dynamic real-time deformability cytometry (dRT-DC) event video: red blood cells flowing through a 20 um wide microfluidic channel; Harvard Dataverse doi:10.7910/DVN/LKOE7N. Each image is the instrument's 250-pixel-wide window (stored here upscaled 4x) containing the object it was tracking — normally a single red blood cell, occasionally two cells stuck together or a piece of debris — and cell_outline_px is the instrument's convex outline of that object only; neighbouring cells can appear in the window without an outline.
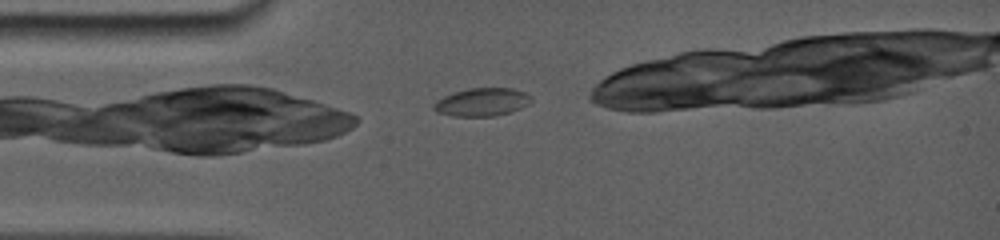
{"species": "common noctule bat (a hibernating species)", "species_latin": "Nyctalus noctula", "temperature_condition": "room temperature", "stored_images_in_passage": 11, "camera_frame_rate_fps": 5000, "um_per_image_px": 0.085, "animal": {"sex": "female", "body_mass_g": 19.0, "forearm_length_mm": 56.7}, "frame": {"image": 1, "passage_image": 5, "time_ms": 0.4, "image_size_px": [1000, 240], "cell_outline_px": [[532, 100], [528, 104], [520, 108], [508, 112], [492, 116], [456, 116], [436, 112], [432, 108], [432, 104], [436, 100], [452, 92], [468, 88], [512, 88], [524, 92], [532, 96]], "centroid_in_image_um": [40.93, 8.66], "position_along_channel_um": 44.1, "area_um2": 15.95}}